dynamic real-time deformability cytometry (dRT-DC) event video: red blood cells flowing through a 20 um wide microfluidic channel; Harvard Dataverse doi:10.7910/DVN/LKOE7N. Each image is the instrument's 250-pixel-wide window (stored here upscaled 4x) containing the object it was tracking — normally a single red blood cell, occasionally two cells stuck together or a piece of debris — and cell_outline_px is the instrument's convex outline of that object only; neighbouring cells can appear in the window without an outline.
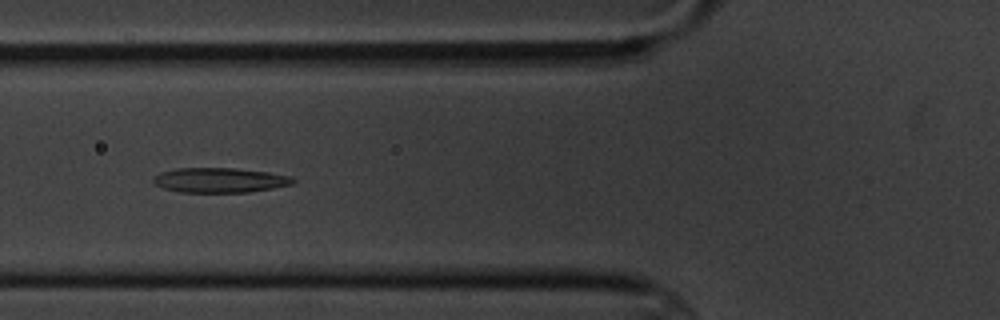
{"species": "common noctule bat (a hibernating species)", "species_latin": "Nyctalus noctula", "temperature_condition": "cold", "stored_images_in_passage": 15, "camera_frame_rate_fps": 3000, "um_per_image_px": 0.085, "animal": {"sex": "male", "body_mass_g": 20.1, "forearm_length_mm": 53.5}, "frame": {"image": 1, "passage_image": 6, "time_ms": 7.0, "image_size_px": [1000, 320], "cell_outline_px": [[296, 180], [292, 184], [272, 188], [248, 192], [180, 192], [164, 188], [152, 184], [152, 176], [160, 172], [176, 168], [232, 168], [268, 172], [292, 176]], "centroid_in_image_um": [18.63, 15.31], "position_along_channel_um": 107.2, "area_um2": 20.29}}
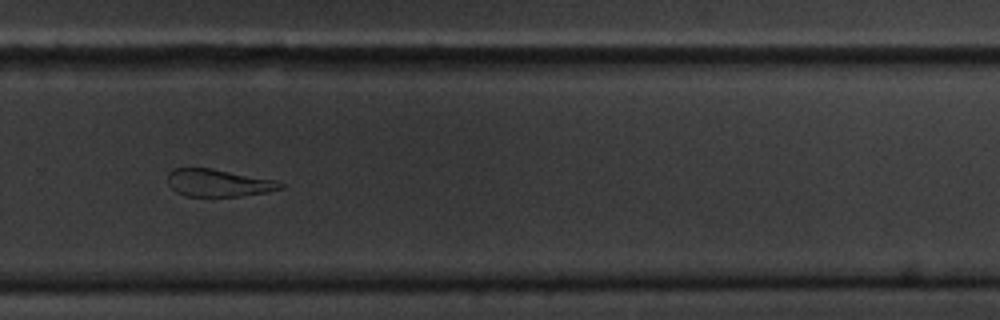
{"frame": {"image": 2, "passage_image": 11, "time_ms": 13.0, "image_size_px": [1000, 320], "cell_outline_px": [[284, 188], [268, 192], [240, 196], [184, 196], [176, 192], [168, 184], [168, 172], [172, 168], [212, 168], [276, 180], [284, 184]], "centroid_in_image_um": [18.56, 15.54], "position_along_channel_um": 311.2, "area_um2": 18.15}}
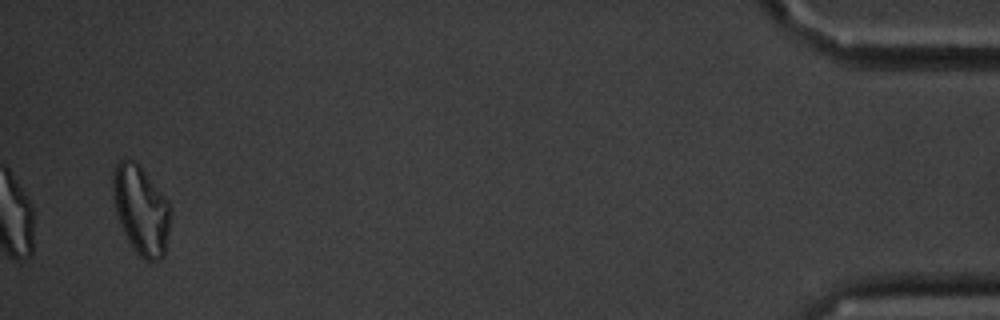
{"frame": {"image": 3, "passage_image": 15, "time_ms": 18.667, "image_size_px": [1000, 320], "cell_outline_px": [[172, 216], [164, 256], [160, 260], [144, 260], [132, 248], [120, 224], [116, 212], [112, 196], [112, 172], [116, 164], [120, 160], [132, 160], [140, 164], [164, 196], [172, 208]], "centroid_in_image_um": [12.0, 17.84], "position_along_channel_um": 423.2, "area_um2": 30.17}, "authors_computed_cell_mechanics": {"area_um2": 22.4264, "velocity_mm_per_s": 3.403, "shape_relaxation_time_tau1_ms": 8.6097, "shape_relaxation_time_tau2_ms": 4.6252, "deformation_change_tau1": 0.1859, "deformation_change_tau2": 0.1249}}